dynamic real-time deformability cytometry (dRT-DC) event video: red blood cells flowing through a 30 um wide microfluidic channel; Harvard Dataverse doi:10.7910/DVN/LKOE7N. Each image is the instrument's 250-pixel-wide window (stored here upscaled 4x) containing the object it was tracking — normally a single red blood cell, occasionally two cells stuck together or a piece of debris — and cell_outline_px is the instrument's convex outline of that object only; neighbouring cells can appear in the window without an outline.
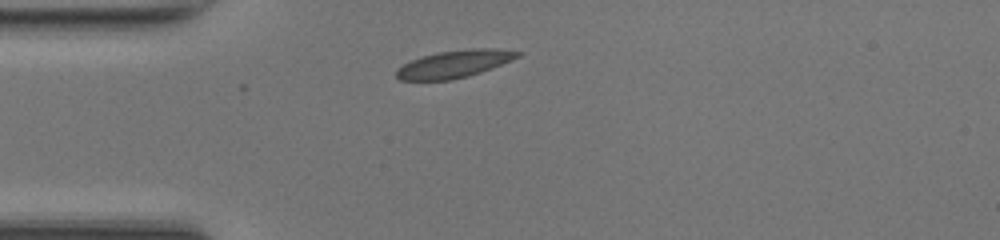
{"species": "common noctule bat (a hibernating species)", "species_latin": "Nyctalus noctula", "temperature_condition": "room temperature", "stored_images_in_passage": 37, "camera_frame_rate_fps": 3000, "um_per_image_px": 0.085, "animal": {"sex": "female", "body_mass_g": 17.0, "forearm_length_mm": 48.0}, "frame": {"image": 1, "passage_image": 1, "time_ms": 0.0, "image_size_px": [1000, 240], "cell_outline_px": [[524, 52], [520, 56], [512, 60], [480, 72], [468, 76], [452, 80], [400, 80], [396, 76], [396, 68], [412, 60], [436, 52], [472, 48], [496, 48]], "centroid_in_image_um": [38.64, 5.43], "position_along_channel_um": 46.4, "area_um2": 19.36}}
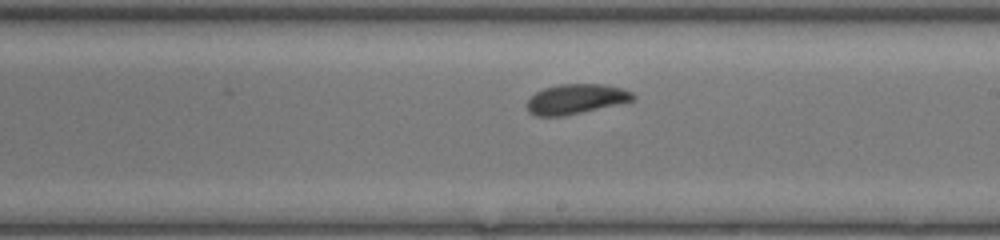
{"frame": {"image": 2, "passage_image": 16, "time_ms": 5.0, "image_size_px": [1000, 240], "cell_outline_px": [[636, 100], [564, 116], [536, 116], [528, 112], [528, 100], [536, 92], [544, 88], [560, 84], [604, 84], [620, 88], [632, 92], [636, 96]], "centroid_in_image_um": [48.97, 8.42], "position_along_channel_um": 240.0, "area_um2": 18.38}}
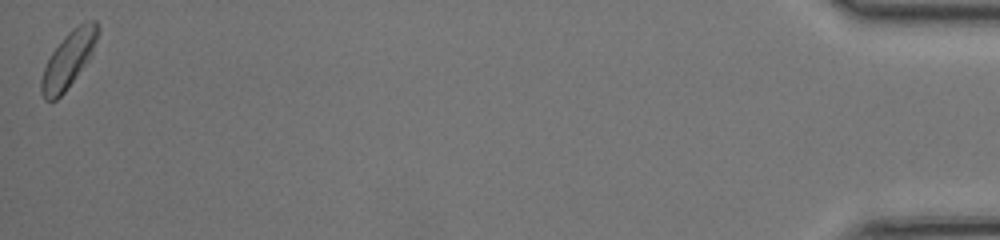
{"frame": {"image": 3, "passage_image": 37, "time_ms": 12.0, "image_size_px": [1000, 240], "cell_outline_px": [[100, 28], [92, 56], [68, 88], [56, 100], [44, 100], [40, 92], [40, 80], [44, 68], [52, 52], [64, 36], [72, 28], [88, 20], [96, 20]], "centroid_in_image_um": [5.84, 5.06], "position_along_channel_um": 429.4, "area_um2": 18.61}}